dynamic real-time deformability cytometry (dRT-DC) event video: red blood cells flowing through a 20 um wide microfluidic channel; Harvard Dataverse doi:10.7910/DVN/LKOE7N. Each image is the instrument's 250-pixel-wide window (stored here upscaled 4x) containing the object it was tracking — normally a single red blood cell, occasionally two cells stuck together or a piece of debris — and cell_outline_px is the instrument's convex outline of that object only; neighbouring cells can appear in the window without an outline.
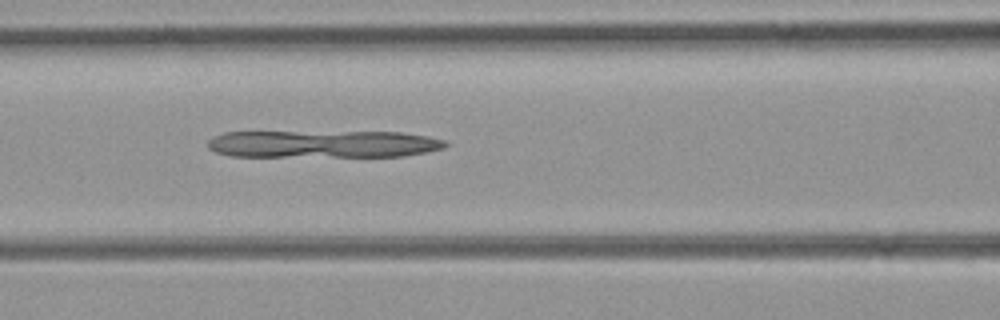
{"species": "common noctule bat (a hibernating species)", "species_latin": "Nyctalus noctula", "temperature_condition": "room temperature", "stored_images_in_passage": 45, "camera_frame_rate_fps": 3000, "um_per_image_px": 0.085, "animal": {"sex": "female", "body_mass_g": 21.9}, "frame": {"image": 1, "passage_image": 21, "time_ms": 6.667, "image_size_px": [1000, 320], "cell_outline_px": [[448, 144], [444, 148], [404, 156], [232, 156], [216, 152], [208, 148], [208, 140], [224, 132], [400, 132], [428, 136], [448, 140]], "centroid_in_image_um": [27.5, 12.24], "position_along_channel_um": 139.1, "area_um2": 37.86}}